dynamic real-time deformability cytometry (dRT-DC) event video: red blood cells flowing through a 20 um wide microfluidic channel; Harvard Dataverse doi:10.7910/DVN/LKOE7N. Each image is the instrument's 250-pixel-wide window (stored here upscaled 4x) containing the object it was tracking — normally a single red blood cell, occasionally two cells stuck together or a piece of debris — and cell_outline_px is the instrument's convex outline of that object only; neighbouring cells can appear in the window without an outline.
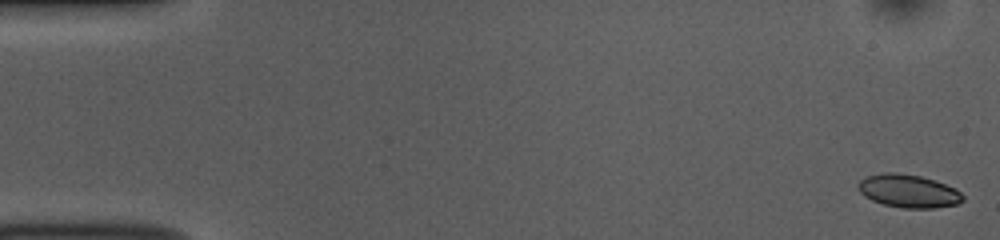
{"species": "common noctule bat (a hibernating species)", "species_latin": "Nyctalus noctula", "temperature_condition": "room temperature", "stored_images_in_passage": 53, "camera_frame_rate_fps": 3000, "um_per_image_px": 0.085, "animal": {"sex": "female", "body_mass_g": 10.0, "forearm_length_mm": 53.1}, "frame": {"image": 1, "passage_image": 1, "time_ms": 0.0, "image_size_px": [1000, 240], "cell_outline_px": [[964, 200], [956, 204], [932, 208], [904, 208], [884, 204], [872, 200], [864, 196], [860, 192], [860, 180], [868, 176], [884, 172], [896, 172], [920, 176], [956, 188], [964, 196]], "centroid_in_image_um": [77.24, 16.24], "position_along_channel_um": 7.8, "area_um2": 19.88}}
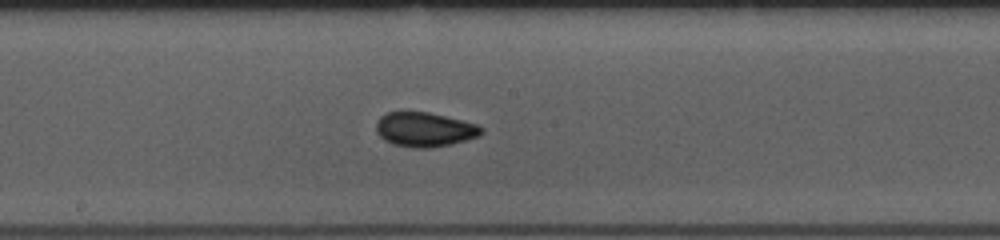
{"frame": {"image": 2, "passage_image": 28, "time_ms": 9.0, "image_size_px": [1000, 240], "cell_outline_px": [[484, 132], [480, 136], [452, 144], [428, 148], [412, 148], [396, 144], [384, 140], [376, 132], [376, 124], [380, 116], [388, 112], [428, 112], [476, 124], [484, 128]], "centroid_in_image_um": [36.1, 11.01], "position_along_channel_um": 212.1, "area_um2": 21.04}}
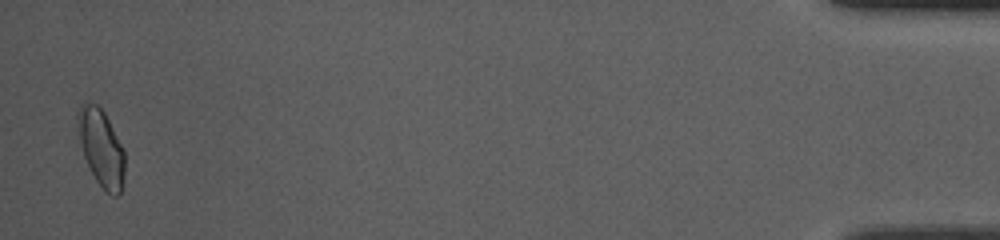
{"frame": {"image": 3, "passage_image": 52, "time_ms": 17.0, "image_size_px": [1000, 240], "cell_outline_px": [[124, 180], [120, 192], [116, 196], [112, 196], [96, 180], [84, 156], [80, 140], [76, 116], [76, 112], [80, 104], [84, 100], [96, 104], [104, 112], [124, 148]], "centroid_in_image_um": [8.6, 12.51], "position_along_channel_um": 426.6, "area_um2": 20.98}, "authors_computed_cell_mechanics": {"area_um2": 20.1722, "velocity_mm_per_s": 3.7776, "shape_relaxation_time_tau1_ms": null, "shape_relaxation_time_tau2_ms": 1.391, "deformation_change_tau1": null, "deformation_change_tau2": 0.0623}}